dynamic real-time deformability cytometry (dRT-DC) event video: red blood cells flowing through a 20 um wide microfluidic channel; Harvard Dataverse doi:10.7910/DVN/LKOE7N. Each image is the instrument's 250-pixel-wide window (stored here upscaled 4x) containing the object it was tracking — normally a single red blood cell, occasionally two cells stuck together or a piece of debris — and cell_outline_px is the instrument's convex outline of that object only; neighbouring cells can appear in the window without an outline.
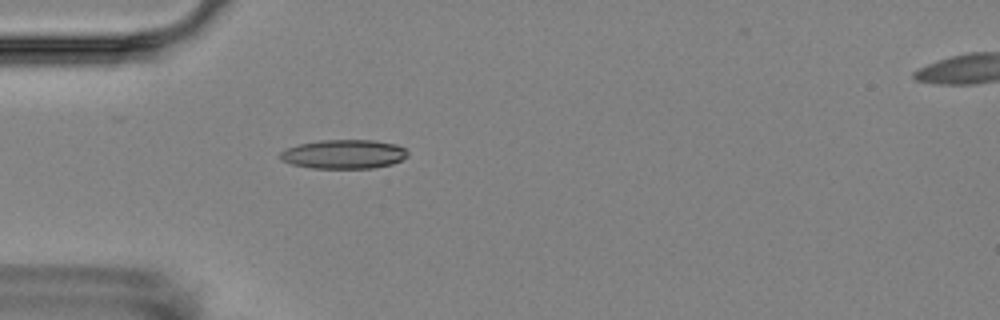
{"species": "Egyptian fruit bat (a non-hibernating species)", "species_latin": "Rousettus aegyptiacus", "temperature_condition": "room temperature", "stored_images_in_passage": 6, "camera_frame_rate_fps": 3000, "um_per_image_px": 0.085, "animal": {"sex": "female"}, "frame": {"image": 1, "passage_image": 5, "time_ms": 4.667, "image_size_px": [1000, 320], "cell_outline_px": [[408, 156], [392, 164], [372, 168], [312, 168], [292, 164], [280, 160], [280, 152], [288, 148], [300, 144], [320, 140], [376, 140], [396, 144], [404, 148], [408, 152]], "centroid_in_image_um": [29.24, 13.1], "position_along_channel_um": 55.8, "area_um2": 21.56}}